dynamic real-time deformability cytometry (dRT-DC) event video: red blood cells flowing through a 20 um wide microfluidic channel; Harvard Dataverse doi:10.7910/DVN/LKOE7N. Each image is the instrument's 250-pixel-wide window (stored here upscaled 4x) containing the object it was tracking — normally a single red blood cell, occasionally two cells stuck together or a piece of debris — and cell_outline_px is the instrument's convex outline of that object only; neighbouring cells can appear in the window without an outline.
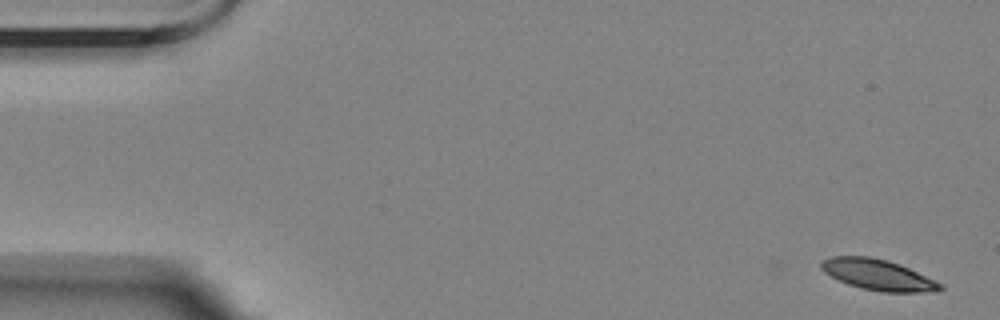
{"species": "Egyptian fruit bat (a non-hibernating species)", "species_latin": "Rousettus aegyptiacus", "temperature_condition": "room temperature", "stored_images_in_passage": 15, "camera_frame_rate_fps": 3000, "um_per_image_px": 0.085, "animal": {"sex": "female"}, "frame": {"image": 1, "passage_image": 1, "time_ms": 0.0, "image_size_px": [1000, 320], "cell_outline_px": [[944, 288], [936, 292], [880, 292], [860, 288], [848, 284], [824, 272], [820, 268], [820, 264], [824, 260], [832, 256], [868, 256], [888, 260], [900, 264], [944, 284]], "centroid_in_image_um": [74.67, 23.36], "position_along_channel_um": 10.3, "area_um2": 21.44}}
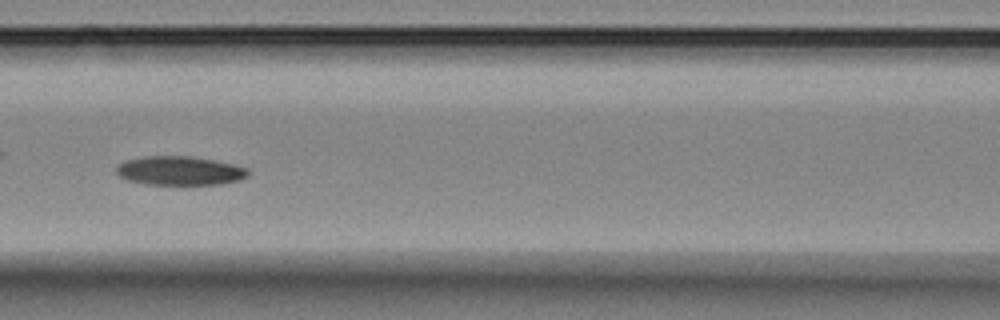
{"frame": {"image": 2, "passage_image": 7, "time_ms": 7.667, "image_size_px": [1000, 320], "cell_outline_px": [[248, 176], [240, 180], [220, 184], [148, 184], [128, 180], [120, 176], [116, 172], [116, 168], [124, 160], [144, 156], [192, 156], [232, 164], [248, 168]], "centroid_in_image_um": [15.28, 14.5], "position_along_channel_um": 151.3, "area_um2": 22.08}}
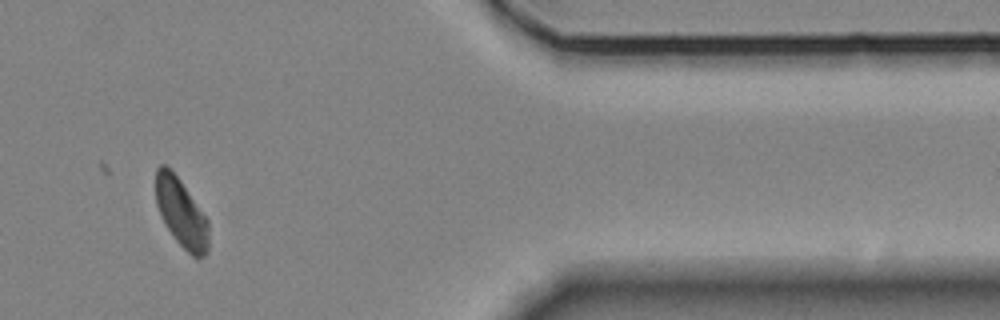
{"frame": {"image": 3, "passage_image": 13, "time_ms": 15.667, "image_size_px": [1000, 320], "cell_outline_px": [[208, 252], [204, 256], [196, 260], [172, 236], [160, 216], [156, 204], [156, 168], [160, 164], [164, 164], [180, 180], [208, 220]], "centroid_in_image_um": [15.4, 18.13], "position_along_channel_um": 396.0, "area_um2": 21.04}, "authors_computed_cell_mechanics": {"area_um2": 22.4264, "velocity_mm_per_s": 3.4487, "shape_relaxation_time_tau1_ms": 3.8565, "shape_relaxation_time_tau2_ms": null, "deformation_change_tau1": 0.0999, "deformation_change_tau2": null}}